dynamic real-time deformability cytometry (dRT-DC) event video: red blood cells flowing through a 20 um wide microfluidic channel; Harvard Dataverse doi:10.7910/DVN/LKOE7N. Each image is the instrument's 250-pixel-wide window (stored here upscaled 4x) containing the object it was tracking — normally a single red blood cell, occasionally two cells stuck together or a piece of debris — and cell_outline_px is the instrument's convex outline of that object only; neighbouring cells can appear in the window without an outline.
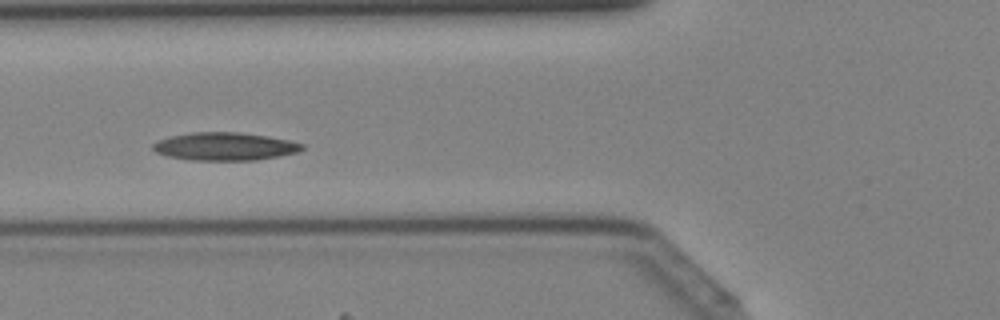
{"species": "Egyptian fruit bat (a non-hibernating species)", "species_latin": "Rousettus aegyptiacus", "temperature_condition": "cold", "stored_images_in_passage": 42, "camera_frame_rate_fps": 3000, "um_per_image_px": 0.085, "animal": {"sex": "female"}, "frame": {"image": 1, "passage_image": 15, "time_ms": 4.667, "image_size_px": [1000, 320], "cell_outline_px": [[304, 148], [296, 152], [280, 156], [256, 160], [188, 160], [168, 156], [156, 152], [152, 148], [152, 144], [160, 140], [172, 136], [192, 132], [236, 132], [268, 136], [288, 140], [304, 144]], "centroid_in_image_um": [19.11, 12.45], "position_along_channel_um": 106.7, "area_um2": 24.16}}
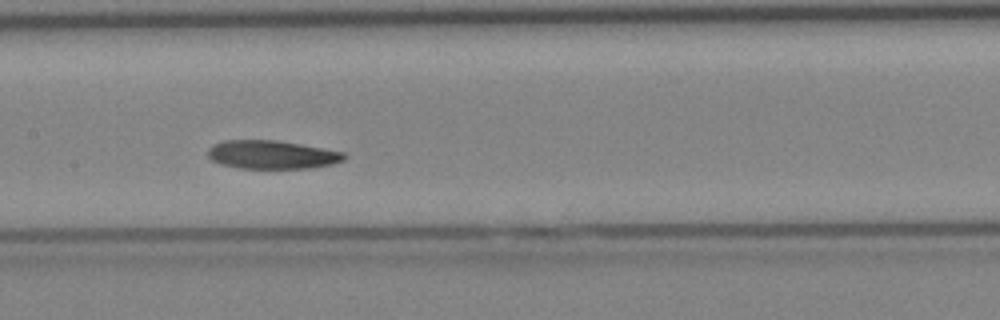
{"frame": {"image": 2, "passage_image": 20, "time_ms": 6.333, "image_size_px": [1000, 320], "cell_outline_px": [[348, 156], [344, 160], [332, 164], [312, 168], [240, 168], [220, 164], [212, 160], [208, 156], [208, 148], [212, 144], [224, 140], [276, 140], [300, 144], [344, 152]], "centroid_in_image_um": [23.11, 13.14], "position_along_channel_um": 184.3, "area_um2": 22.66}}
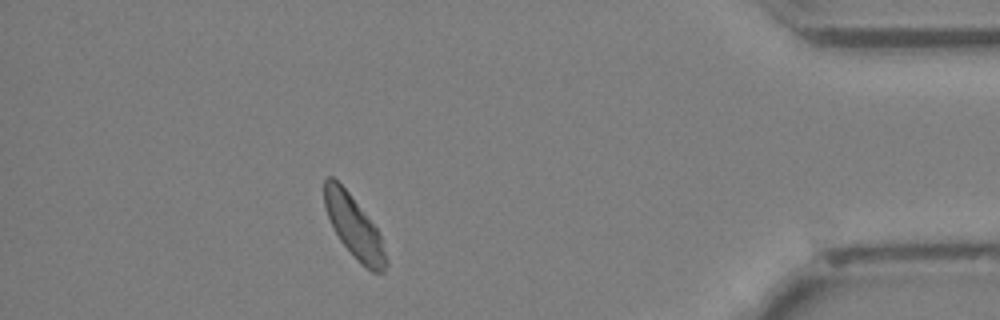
{"frame": {"image": 3, "passage_image": 37, "time_ms": 12.0, "image_size_px": [1000, 320], "cell_outline_px": [[388, 264], [384, 272], [372, 272], [360, 264], [340, 240], [328, 216], [324, 204], [324, 180], [328, 176], [332, 176], [348, 192], [376, 228], [380, 236], [388, 260]], "centroid_in_image_um": [30.1, 19.32], "position_along_channel_um": 405.1, "area_um2": 21.79}}